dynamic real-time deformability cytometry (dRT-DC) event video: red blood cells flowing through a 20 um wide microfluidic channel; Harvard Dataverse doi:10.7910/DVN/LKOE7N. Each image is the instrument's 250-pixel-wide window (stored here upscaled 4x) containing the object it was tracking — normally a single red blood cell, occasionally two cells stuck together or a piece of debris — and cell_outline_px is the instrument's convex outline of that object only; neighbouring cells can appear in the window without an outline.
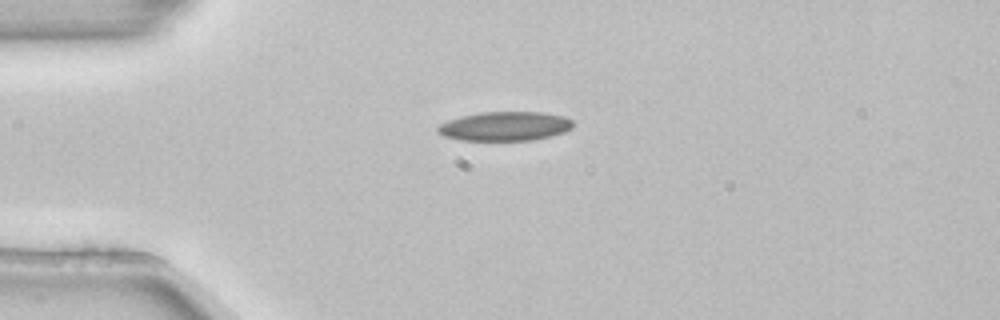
{"species": "common noctule bat (a hibernating species)", "species_latin": "Nyctalus noctula", "temperature_condition": "room temperature", "stored_images_in_passage": 1, "camera_frame_rate_fps": 3000, "um_per_image_px": 0.085, "animal": {"sex": "female", "body_mass_g": 22.7, "forearm_length_mm": 54.2}, "frame": {"image": 1, "passage_image": 1, "time_ms": 0.0, "image_size_px": [1000, 320], "cell_outline_px": [[572, 128], [564, 132], [552, 136], [532, 140], [460, 140], [444, 136], [436, 132], [436, 128], [440, 124], [448, 120], [460, 116], [480, 112], [540, 112], [564, 116], [572, 120]], "centroid_in_image_um": [42.9, 10.73], "position_along_channel_um": 42.1, "area_um2": 23.06}}